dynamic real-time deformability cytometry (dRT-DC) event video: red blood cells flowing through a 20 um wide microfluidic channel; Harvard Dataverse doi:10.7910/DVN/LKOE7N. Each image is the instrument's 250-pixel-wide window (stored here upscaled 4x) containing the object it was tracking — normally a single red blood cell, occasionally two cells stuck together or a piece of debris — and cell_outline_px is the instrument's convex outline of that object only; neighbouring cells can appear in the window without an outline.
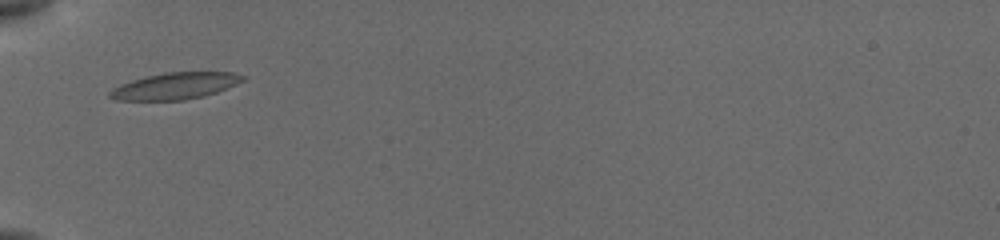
{"species": "common noctule bat (a hibernating species)", "species_latin": "Nyctalus noctula", "temperature_condition": "cold", "stored_images_in_passage": 46, "camera_frame_rate_fps": 3000, "um_per_image_px": 0.085, "animal": {"sex": "female", "body_mass_g": 19.5, "forearm_length_mm": 54.1}, "frame": {"image": 1, "passage_image": 1, "time_ms": 0.0, "image_size_px": [1000, 240], "cell_outline_px": [[244, 80], [236, 84], [216, 92], [204, 96], [184, 100], [116, 100], [108, 96], [108, 92], [112, 88], [120, 84], [144, 76], [164, 72], [232, 72], [244, 76]], "centroid_in_image_um": [14.84, 7.3], "position_along_channel_um": 70.2, "area_um2": 20.63}}
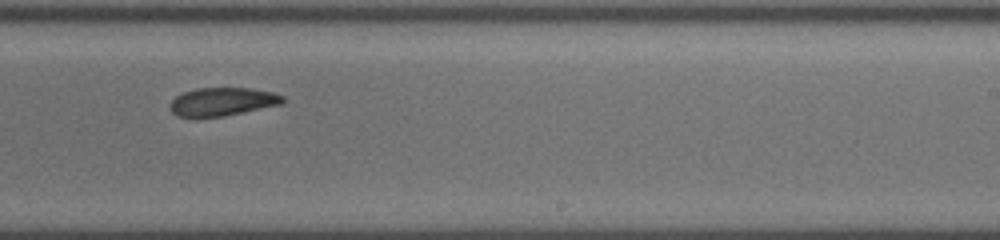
{"frame": {"image": 2, "passage_image": 27, "time_ms": 5.333, "image_size_px": [1000, 240], "cell_outline_px": [[284, 100], [280, 104], [220, 116], [176, 116], [168, 108], [168, 104], [176, 96], [184, 92], [196, 88], [252, 88], [272, 92], [284, 96]], "centroid_in_image_um": [18.85, 8.62], "position_along_channel_um": 270.1, "area_um2": 18.21}}
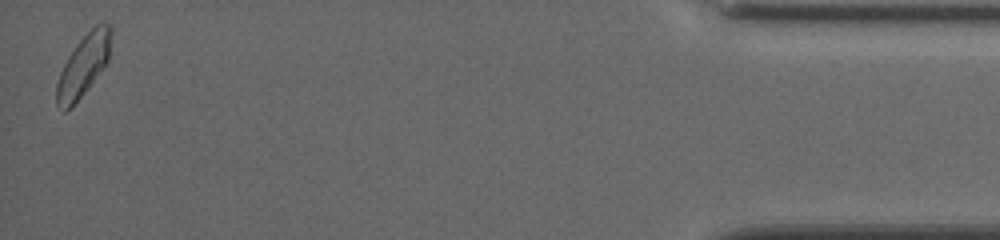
{"frame": {"image": 3, "passage_image": 46, "time_ms": 11.333, "image_size_px": [1000, 240], "cell_outline_px": [[112, 32], [108, 60], [88, 88], [64, 112], [56, 104], [56, 84], [60, 72], [68, 56], [76, 44], [96, 24], [104, 20], [112, 28]], "centroid_in_image_um": [7.1, 5.51], "position_along_channel_um": 428.1, "area_um2": 19.19}, "authors_computed_cell_mechanics": {"area_um2": 19.4786, "velocity_mm_per_s": 3.8344, "shape_relaxation_time_tau1_ms": null, "shape_relaxation_time_tau2_ms": 5.1785, "deformation_change_tau1": null, "deformation_change_tau2": 0.0991}}